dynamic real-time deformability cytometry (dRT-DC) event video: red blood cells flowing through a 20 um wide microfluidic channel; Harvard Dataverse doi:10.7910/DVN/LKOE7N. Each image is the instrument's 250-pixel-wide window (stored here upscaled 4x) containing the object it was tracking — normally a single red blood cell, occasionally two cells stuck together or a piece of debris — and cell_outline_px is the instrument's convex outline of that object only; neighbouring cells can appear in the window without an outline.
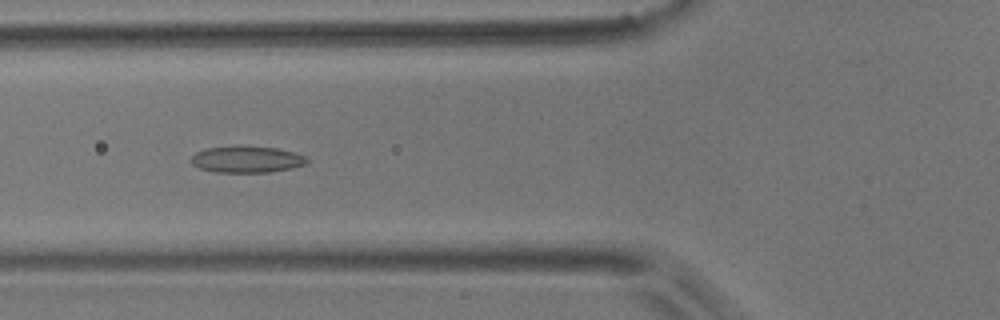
{"species": "common noctule bat (a hibernating species)", "species_latin": "Nyctalus noctula", "temperature_condition": "room temperature", "stored_images_in_passage": 39, "camera_frame_rate_fps": 3000, "um_per_image_px": 0.085, "animal": {"sex": "male", "body_mass_g": 17.9}, "frame": {"image": 1, "passage_image": 5, "time_ms": 1.333, "image_size_px": [1000, 320], "cell_outline_px": [[308, 160], [304, 164], [292, 168], [268, 172], [216, 172], [200, 168], [192, 164], [188, 160], [196, 152], [208, 148], [236, 144], [240, 144], [276, 148], [292, 152], [304, 156]], "centroid_in_image_um": [20.91, 13.52], "position_along_channel_um": 104.9, "area_um2": 18.15}}
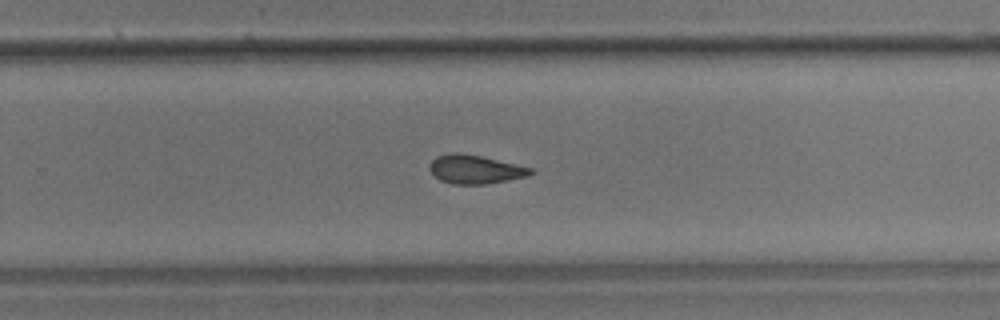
{"frame": {"image": 2, "passage_image": 20, "time_ms": 6.333, "image_size_px": [1000, 320], "cell_outline_px": [[532, 172], [528, 176], [488, 184], [452, 184], [440, 180], [428, 168], [428, 164], [436, 156], [452, 152], [456, 152], [480, 156], [532, 168]], "centroid_in_image_um": [40.34, 14.4], "position_along_channel_um": 289.5, "area_um2": 16.76}}
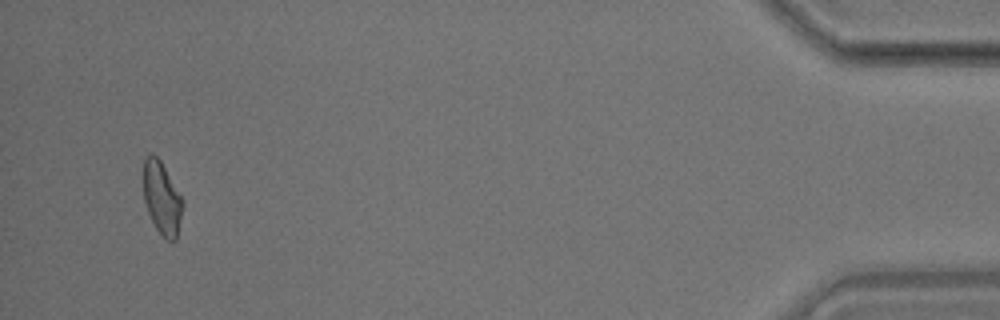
{"frame": {"image": 3, "passage_image": 37, "time_ms": 12.0, "image_size_px": [1000, 320], "cell_outline_px": [[184, 204], [176, 240], [168, 240], [156, 228], [148, 212], [144, 200], [144, 160], [152, 152], [160, 160], [184, 200]], "centroid_in_image_um": [13.78, 16.84], "position_along_channel_um": 421.4, "area_um2": 16.42}, "authors_computed_cell_mechanics": {"area_um2": 17.1088, "velocity_mm_per_s": 3.6936, "shape_relaxation_time_tau1_ms": null, "shape_relaxation_time_tau2_ms": 4.0751, "deformation_change_tau1": null, "deformation_change_tau2": 0.1163}}